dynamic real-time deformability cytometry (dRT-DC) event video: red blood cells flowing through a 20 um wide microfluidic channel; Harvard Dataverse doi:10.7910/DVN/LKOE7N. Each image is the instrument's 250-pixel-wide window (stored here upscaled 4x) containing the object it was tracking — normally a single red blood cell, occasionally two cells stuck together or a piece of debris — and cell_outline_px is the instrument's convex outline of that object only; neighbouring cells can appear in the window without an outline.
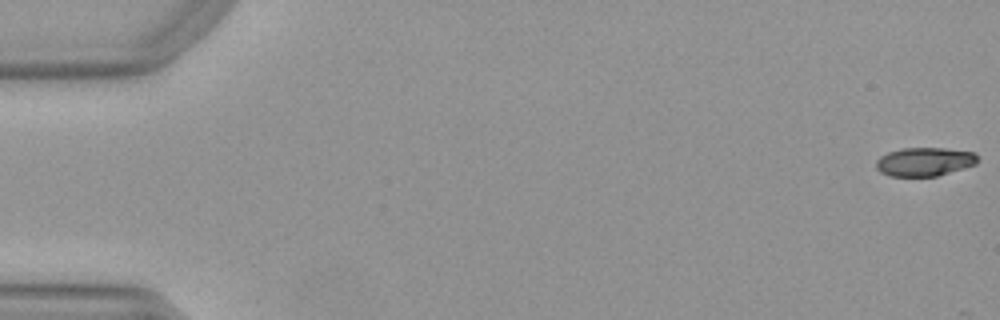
{"species": "Egyptian fruit bat (a non-hibernating species)", "species_latin": "Rousettus aegyptiacus", "temperature_condition": "warm", "stored_images_in_passage": 45, "camera_frame_rate_fps": 3000, "um_per_image_px": 0.085, "animal": {"sex": "female"}, "frame": {"image": 1, "passage_image": 1, "time_ms": 0.0, "image_size_px": [1000, 320], "cell_outline_px": [[976, 164], [936, 176], [888, 176], [880, 172], [876, 168], [876, 160], [880, 156], [888, 152], [904, 148], [944, 148], [976, 152]], "centroid_in_image_um": [78.55, 13.74], "position_along_channel_um": 6.5, "area_um2": 16.88}}
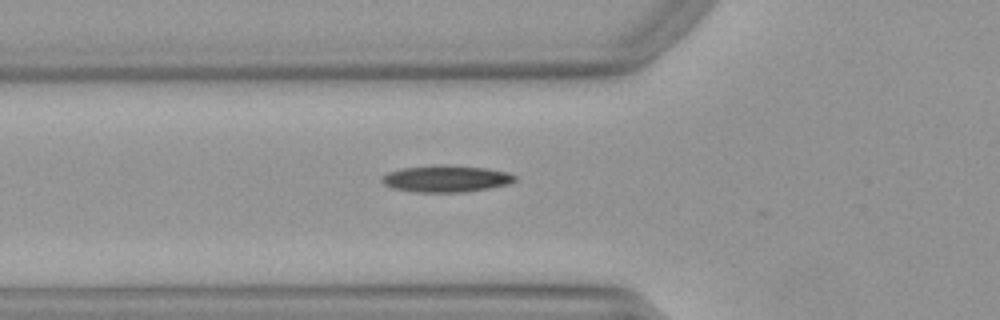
{"frame": {"image": 2, "passage_image": 19, "time_ms": 6.0, "image_size_px": [1000, 320], "cell_outline_px": [[516, 180], [508, 184], [488, 188], [464, 192], [416, 192], [392, 188], [384, 184], [380, 180], [380, 176], [388, 172], [400, 168], [440, 164], [444, 164], [484, 168], [508, 172], [516, 176]], "centroid_in_image_um": [37.87, 15.18], "position_along_channel_um": 87.9, "area_um2": 20.87}}
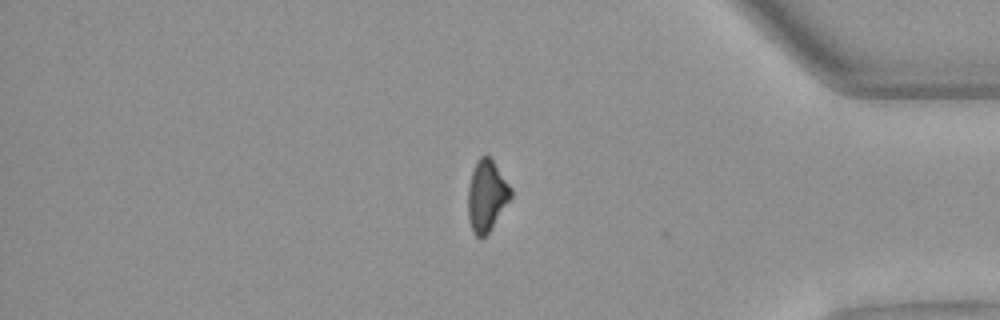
{"frame": {"image": 3, "passage_image": 44, "time_ms": 14.333, "image_size_px": [1000, 320], "cell_outline_px": [[512, 196], [488, 232], [480, 240], [472, 232], [468, 220], [468, 188], [472, 172], [476, 160], [480, 156], [488, 156], [492, 160], [512, 188]], "centroid_in_image_um": [41.35, 16.65], "position_along_channel_um": 393.9, "area_um2": 17.63}, "authors_computed_cell_mechanics": {"area_um2": 19.1896, "velocity_mm_per_s": 3.992, "shape_relaxation_time_tau1_ms": 10.4827, "shape_relaxation_time_tau2_ms": 7.832, "deformation_change_tau1": 0.2574, "deformation_change_tau2": 0.1736}}